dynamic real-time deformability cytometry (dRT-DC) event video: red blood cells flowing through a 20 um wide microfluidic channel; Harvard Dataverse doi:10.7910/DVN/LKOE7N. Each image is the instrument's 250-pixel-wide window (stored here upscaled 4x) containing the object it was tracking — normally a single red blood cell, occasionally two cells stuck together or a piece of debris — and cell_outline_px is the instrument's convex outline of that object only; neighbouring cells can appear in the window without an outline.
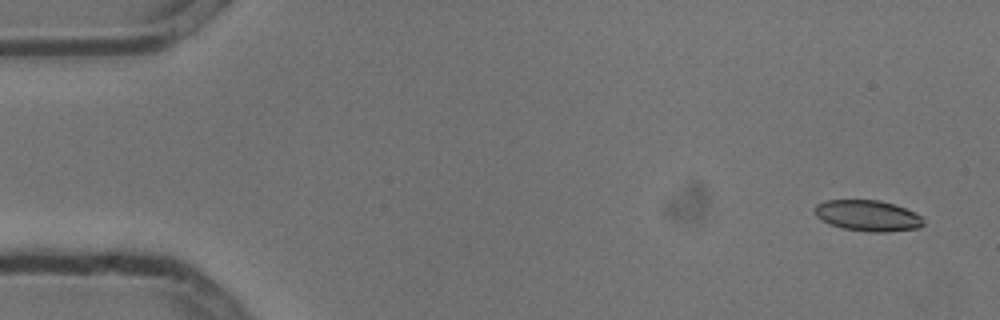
{"species": "common noctule bat (a hibernating species)", "species_latin": "Nyctalus noctula", "temperature_condition": "cold", "stored_images_in_passage": 6, "camera_frame_rate_fps": 3000, "um_per_image_px": 0.085, "animal": {"sex": "male", "body_mass_g": 13.3}, "frame": {"image": 1, "passage_image": 1, "time_ms": 0.0, "image_size_px": [1000, 320], "cell_outline_px": [[924, 224], [920, 228], [884, 232], [868, 232], [844, 228], [832, 224], [816, 216], [816, 204], [824, 200], [880, 200], [904, 208], [920, 216], [924, 220]], "centroid_in_image_um": [73.78, 18.33], "position_along_channel_um": 11.2, "area_um2": 19.31}}
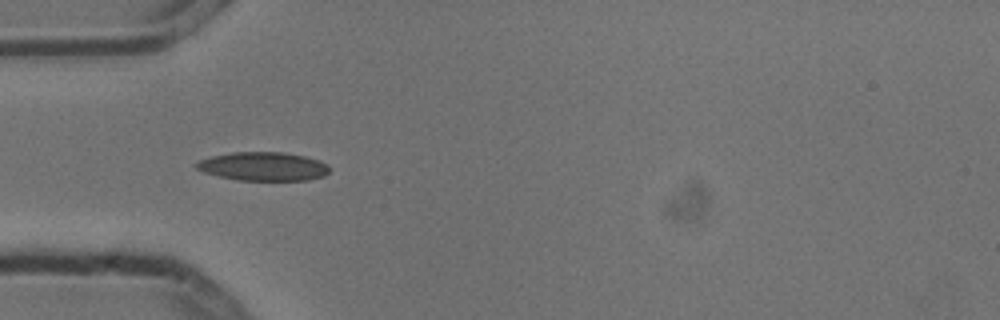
{"frame": {"image": 2, "passage_image": 5, "time_ms": 1.333, "image_size_px": [1000, 320], "cell_outline_px": [[328, 172], [324, 176], [308, 180], [240, 180], [220, 176], [204, 172], [196, 168], [192, 164], [200, 160], [212, 156], [232, 152], [280, 152], [304, 156], [320, 160], [328, 164]], "centroid_in_image_um": [22.37, 14.14], "position_along_channel_um": 62.6, "area_um2": 22.14}}
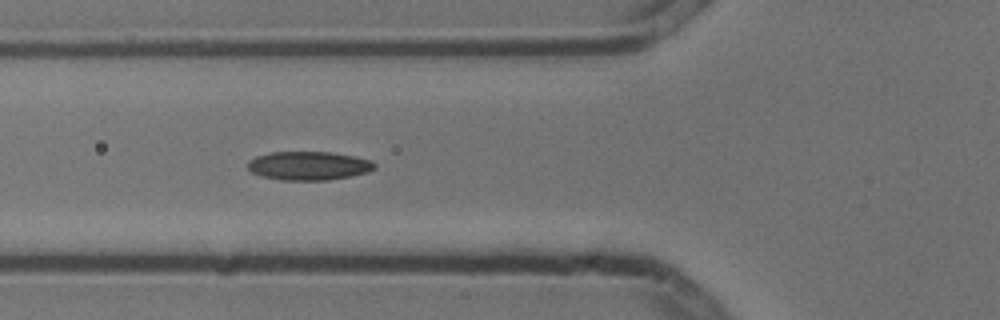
{"frame": {"image": 3, "passage_image": 6, "time_ms": 1.667, "image_size_px": [1000, 320], "cell_outline_px": [[376, 168], [368, 172], [328, 180], [280, 180], [260, 176], [252, 172], [248, 168], [248, 164], [256, 156], [272, 152], [332, 152], [372, 160], [376, 164]], "centroid_in_image_um": [26.26, 14.09], "position_along_channel_um": 99.5, "area_um2": 21.1}}